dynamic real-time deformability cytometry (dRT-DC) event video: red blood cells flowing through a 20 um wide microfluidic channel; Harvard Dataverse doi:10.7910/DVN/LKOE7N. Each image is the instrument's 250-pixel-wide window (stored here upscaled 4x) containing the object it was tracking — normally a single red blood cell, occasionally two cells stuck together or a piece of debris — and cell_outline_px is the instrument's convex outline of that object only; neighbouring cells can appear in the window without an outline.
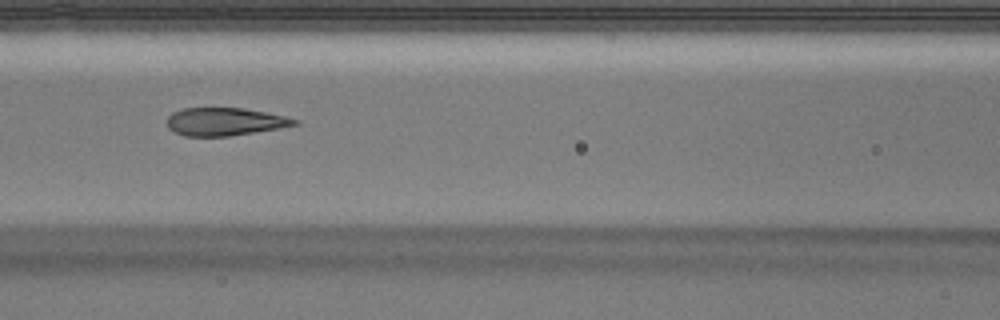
{"species": "Egyptian fruit bat (a non-hibernating species)", "species_latin": "Rousettus aegyptiacus", "temperature_condition": "warm", "stored_images_in_passage": 52, "camera_frame_rate_fps": 3000, "um_per_image_px": 0.085, "animal": {"sex": "male"}, "frame": {"image": 1, "passage_image": 23, "time_ms": 7.333, "image_size_px": [1000, 320], "cell_outline_px": [[300, 124], [232, 136], [184, 136], [172, 132], [168, 128], [168, 116], [172, 112], [184, 108], [244, 108], [284, 116], [300, 120]], "centroid_in_image_um": [19.09, 10.35], "position_along_channel_um": 147.5, "area_um2": 20.75}}
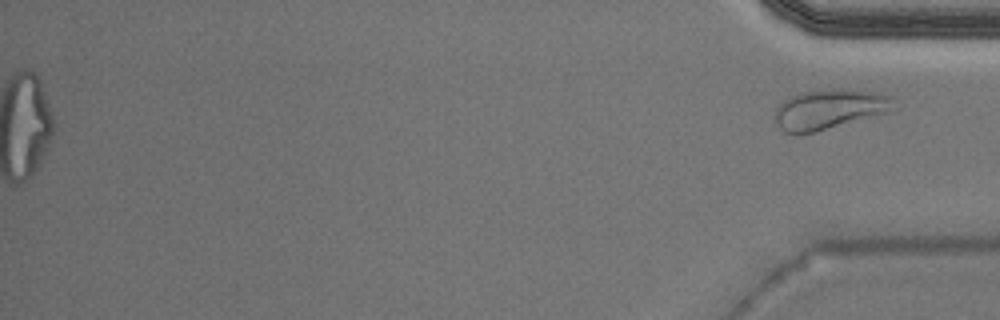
{"frame": {"image": 2, "passage_image": 52, "time_ms": 17.0, "image_size_px": [1000, 320], "cell_outline_px": [[900, 108], [896, 112], [796, 136], [784, 132], [776, 124], [772, 116], [776, 108], [788, 96], [800, 92], [840, 88], [876, 92], [892, 96]], "centroid_in_image_um": [70.57, 9.3], "position_along_channel_um": 364.6, "area_um2": 28.84}}